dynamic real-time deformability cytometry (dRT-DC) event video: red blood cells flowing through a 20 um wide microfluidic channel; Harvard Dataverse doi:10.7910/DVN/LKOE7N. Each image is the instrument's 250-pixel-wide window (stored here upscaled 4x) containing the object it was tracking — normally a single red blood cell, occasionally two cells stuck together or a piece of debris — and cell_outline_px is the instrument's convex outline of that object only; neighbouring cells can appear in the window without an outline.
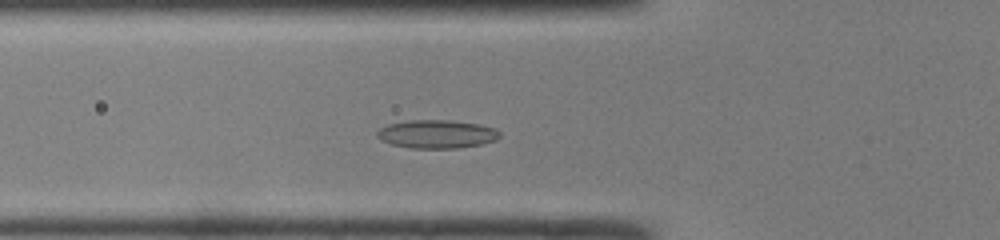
{"species": "common noctule bat (a hibernating species)", "species_latin": "Nyctalus noctula", "temperature_condition": "room temperature", "stored_images_in_passage": 41, "camera_frame_rate_fps": 3000, "um_per_image_px": 0.085, "animal": {"sex": "male", "body_mass_g": 19.0, "forearm_length_mm": 50.8}, "frame": {"image": 1, "passage_image": 10, "time_ms": 3.0, "image_size_px": [1000, 240], "cell_outline_px": [[500, 136], [496, 140], [480, 144], [456, 148], [412, 148], [392, 144], [380, 140], [376, 136], [376, 132], [380, 128], [388, 124], [408, 120], [448, 120], [480, 124], [496, 128], [500, 132]], "centroid_in_image_um": [37.12, 11.39], "position_along_channel_um": 88.7, "area_um2": 20.29}}
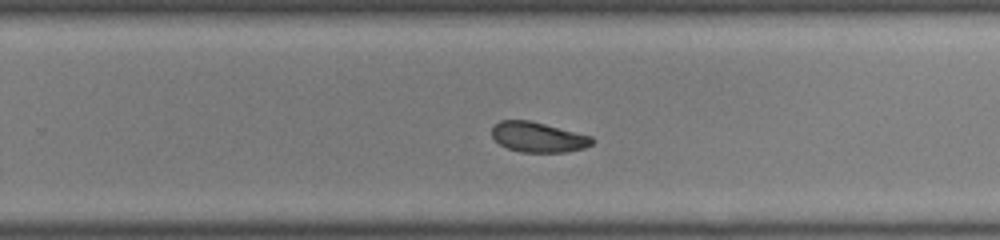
{"frame": {"image": 2, "passage_image": 24, "time_ms": 7.667, "image_size_px": [1000, 240], "cell_outline_px": [[596, 140], [592, 144], [584, 148], [564, 152], [520, 152], [508, 148], [500, 144], [492, 136], [492, 128], [500, 120], [528, 120], [592, 136]], "centroid_in_image_um": [45.75, 11.66], "position_along_channel_um": 284.0, "area_um2": 17.46}}
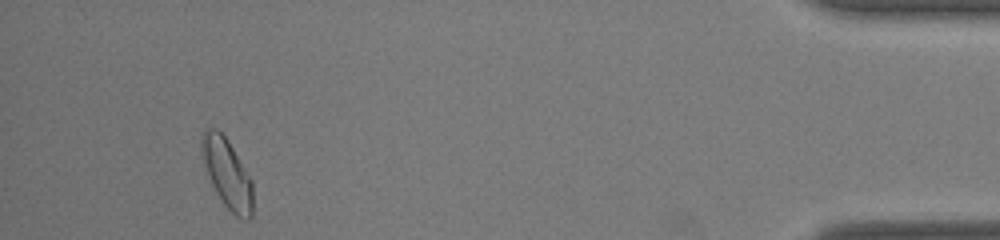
{"frame": {"image": 3, "passage_image": 38, "time_ms": 12.333, "image_size_px": [1000, 240], "cell_outline_px": [[252, 216], [248, 220], [244, 220], [236, 216], [224, 204], [216, 192], [212, 184], [204, 164], [200, 148], [200, 136], [208, 128], [216, 128], [228, 140], [252, 180]], "centroid_in_image_um": [19.3, 14.73], "position_along_channel_um": 415.9, "area_um2": 20.52}, "authors_computed_cell_mechanics": {"area_um2": 19.0162, "velocity_mm_per_s": 4.1894, "shape_relaxation_time_tau1_ms": 3.6943, "shape_relaxation_time_tau2_ms": 3.6491, "deformation_change_tau1": 0.0894, "deformation_change_tau2": 0.09}}